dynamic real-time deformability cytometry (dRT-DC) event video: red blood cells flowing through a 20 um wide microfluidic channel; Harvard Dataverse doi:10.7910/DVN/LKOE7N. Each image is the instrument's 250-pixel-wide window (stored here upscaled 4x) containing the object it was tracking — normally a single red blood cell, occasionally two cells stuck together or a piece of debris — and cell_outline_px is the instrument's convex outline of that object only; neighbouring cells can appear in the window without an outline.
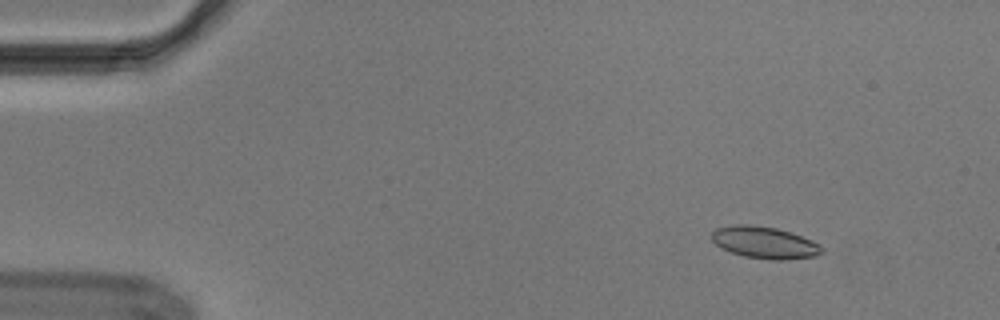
{"species": "Egyptian fruit bat (a non-hibernating species)", "species_latin": "Rousettus aegyptiacus", "temperature_condition": "cold", "stored_images_in_passage": 54, "segment_of_instrument_passage": [1, 2], "camera_frame_rate_fps": 3000, "um_per_image_px": 0.085, "animal": {"sex": "male"}, "frame": {"image": 1, "passage_image": 6, "time_ms": 1.667, "image_size_px": [1000, 320], "cell_outline_px": [[824, 252], [816, 256], [784, 260], [768, 260], [744, 256], [732, 252], [716, 244], [712, 240], [712, 232], [716, 228], [736, 224], [752, 224], [776, 228], [812, 240], [820, 244], [824, 248]], "centroid_in_image_um": [65.02, 20.62], "position_along_channel_um": 20.0, "area_um2": 20.46}}
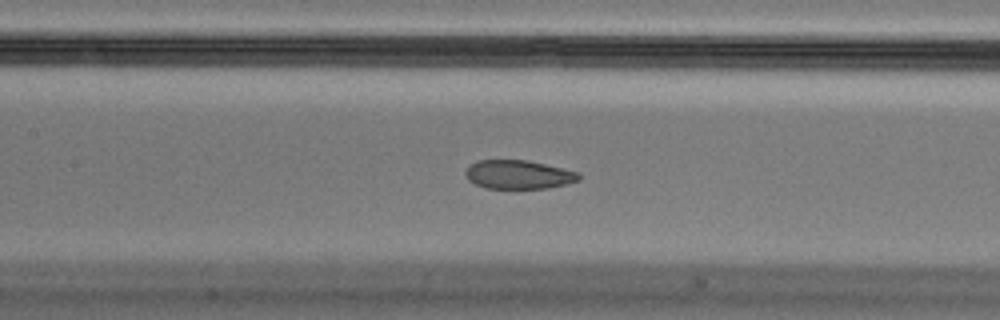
{"frame": {"image": 2, "passage_image": 25, "time_ms": 8.0, "image_size_px": [1000, 320], "cell_outline_px": [[580, 180], [568, 184], [548, 188], [484, 188], [468, 180], [464, 176], [464, 172], [476, 160], [528, 160], [564, 168], [576, 172], [580, 176]], "centroid_in_image_um": [44.07, 14.84], "position_along_channel_um": 163.3, "area_um2": 19.07}}
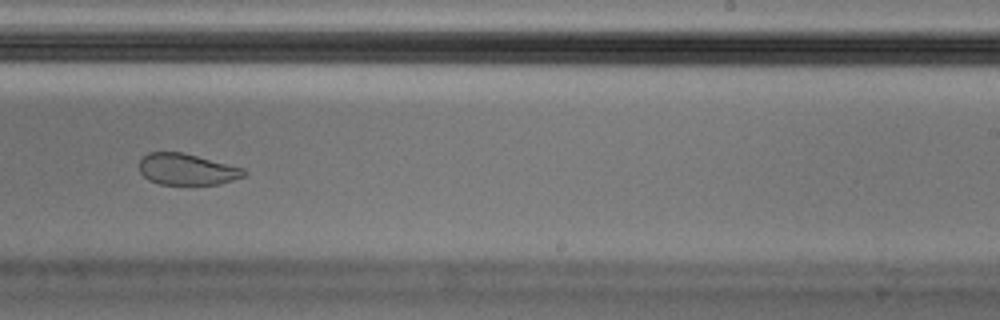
{"frame": {"image": 3, "passage_image": 34, "time_ms": 11.0, "image_size_px": [1000, 320], "cell_outline_px": [[248, 172], [244, 176], [220, 184], [160, 184], [148, 180], [140, 172], [140, 160], [148, 152], [184, 152], [244, 168]], "centroid_in_image_um": [15.9, 14.38], "position_along_channel_um": 273.1, "area_um2": 19.13}}